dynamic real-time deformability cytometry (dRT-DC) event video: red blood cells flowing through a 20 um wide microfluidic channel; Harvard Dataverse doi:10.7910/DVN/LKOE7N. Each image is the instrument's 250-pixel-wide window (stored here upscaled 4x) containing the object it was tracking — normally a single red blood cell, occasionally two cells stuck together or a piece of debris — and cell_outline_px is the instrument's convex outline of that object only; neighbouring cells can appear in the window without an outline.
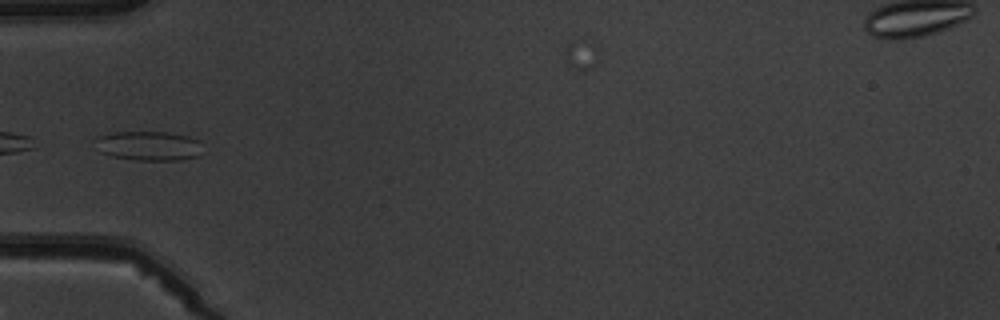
{"species": "common noctule bat (a hibernating species)", "species_latin": "Nyctalus noctula", "temperature_condition": "warm", "stored_images_in_passage": 5, "camera_frame_rate_fps": 3000, "um_per_image_px": 0.085, "animal": {"sex": "male", "body_mass_g": 19.5, "forearm_length_mm": 54.6}, "frame": {"image": 1, "passage_image": 5, "time_ms": 4.667, "image_size_px": [1000, 320], "cell_outline_px": [[200, 156], [180, 160], [136, 160], [112, 156], [100, 152], [92, 140], [96, 136], [112, 132], [168, 132], [188, 136], [200, 140]], "centroid_in_image_um": [12.6, 12.39], "position_along_channel_um": 72.4, "area_um2": 18.67}}